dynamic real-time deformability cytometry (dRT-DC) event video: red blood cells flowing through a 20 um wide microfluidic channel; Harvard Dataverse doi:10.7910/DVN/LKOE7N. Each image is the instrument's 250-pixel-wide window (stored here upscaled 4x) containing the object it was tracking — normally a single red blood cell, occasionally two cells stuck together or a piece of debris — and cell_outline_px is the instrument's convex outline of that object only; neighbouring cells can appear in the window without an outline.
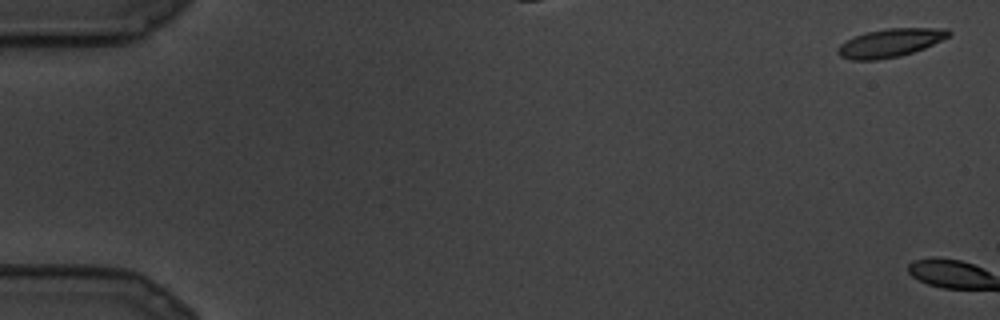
{"species": "common noctule bat (a hibernating species)", "species_latin": "Nyctalus noctula", "temperature_condition": "cold", "stored_images_in_passage": 2, "camera_frame_rate_fps": 3000, "um_per_image_px": 0.085, "animal": {"sex": "male", "body_mass_g": 19.5, "forearm_length_mm": 54.6}, "frame": {"image": 1, "passage_image": 1, "time_ms": 0.0, "image_size_px": [1000, 320], "cell_outline_px": [[952, 32], [948, 36], [924, 48], [900, 56], [876, 60], [852, 60], [840, 56], [836, 52], [836, 48], [840, 44], [852, 36], [864, 32], [888, 28], [948, 28]], "centroid_in_image_um": [75.61, 3.64], "position_along_channel_um": 9.4, "area_um2": 18.38}}